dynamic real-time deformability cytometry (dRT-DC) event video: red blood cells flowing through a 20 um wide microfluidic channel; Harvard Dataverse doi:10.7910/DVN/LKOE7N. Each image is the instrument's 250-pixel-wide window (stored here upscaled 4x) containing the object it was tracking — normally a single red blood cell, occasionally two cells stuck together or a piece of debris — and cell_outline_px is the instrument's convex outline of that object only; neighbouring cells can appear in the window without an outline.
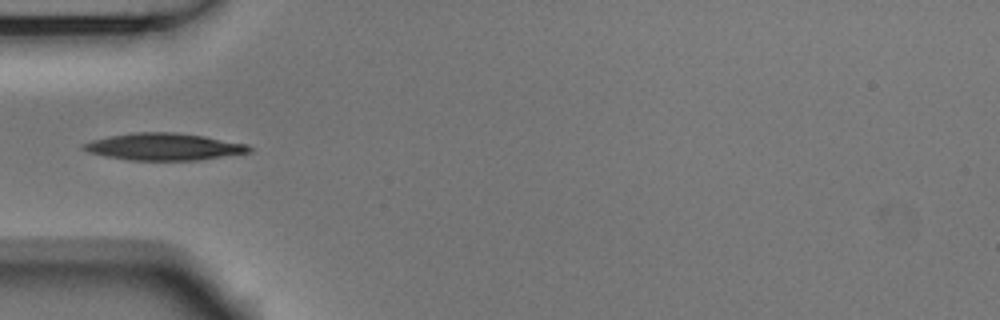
{"species": "Egyptian fruit bat (a non-hibernating species)", "species_latin": "Rousettus aegyptiacus", "temperature_condition": "room temperature", "stored_images_in_passage": 2, "camera_frame_rate_fps": 3000, "um_per_image_px": 0.085, "animal": {"sex": "male"}, "frame": {"image": 1, "passage_image": 2, "time_ms": 0.333, "image_size_px": [1000, 320], "cell_outline_px": [[252, 152], [196, 160], [128, 160], [108, 156], [92, 152], [80, 148], [84, 144], [92, 140], [132, 132], [176, 132], [204, 136], [248, 144], [252, 148]], "centroid_in_image_um": [13.99, 12.46], "position_along_channel_um": 71.0, "area_um2": 25.84}}